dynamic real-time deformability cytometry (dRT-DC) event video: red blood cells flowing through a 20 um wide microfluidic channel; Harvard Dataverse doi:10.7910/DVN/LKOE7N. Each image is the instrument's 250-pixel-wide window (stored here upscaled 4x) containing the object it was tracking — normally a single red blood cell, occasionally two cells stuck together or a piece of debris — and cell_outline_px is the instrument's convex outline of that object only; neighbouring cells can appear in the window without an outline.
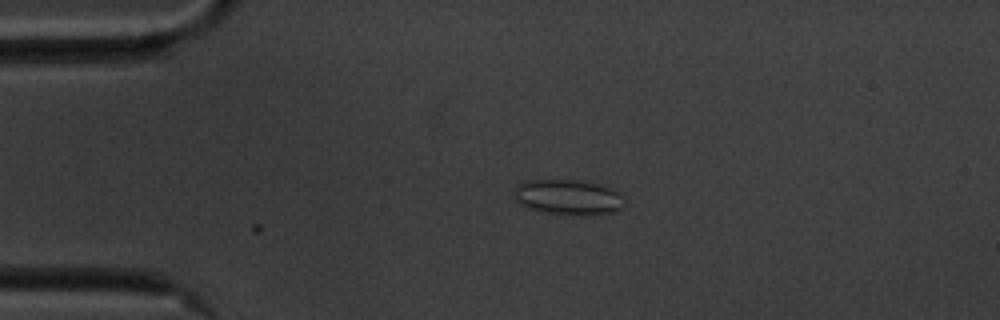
{"species": "common noctule bat (a hibernating species)", "species_latin": "Nyctalus noctula", "temperature_condition": "cold", "stored_images_in_passage": 3, "camera_frame_rate_fps": 3000, "um_per_image_px": 0.085, "animal": {"sex": "male", "body_mass_g": 20.1, "forearm_length_mm": 53.5}, "frame": {"image": 1, "passage_image": 3, "time_ms": 0.667, "image_size_px": [1000, 320], "cell_outline_px": [[624, 204], [616, 212], [596, 216], [544, 212], [528, 208], [520, 204], [516, 200], [516, 184], [528, 180], [580, 180], [600, 184], [612, 188], [620, 192], [624, 196]], "centroid_in_image_um": [48.37, 16.76], "position_along_channel_um": 36.6, "area_um2": 22.95}}